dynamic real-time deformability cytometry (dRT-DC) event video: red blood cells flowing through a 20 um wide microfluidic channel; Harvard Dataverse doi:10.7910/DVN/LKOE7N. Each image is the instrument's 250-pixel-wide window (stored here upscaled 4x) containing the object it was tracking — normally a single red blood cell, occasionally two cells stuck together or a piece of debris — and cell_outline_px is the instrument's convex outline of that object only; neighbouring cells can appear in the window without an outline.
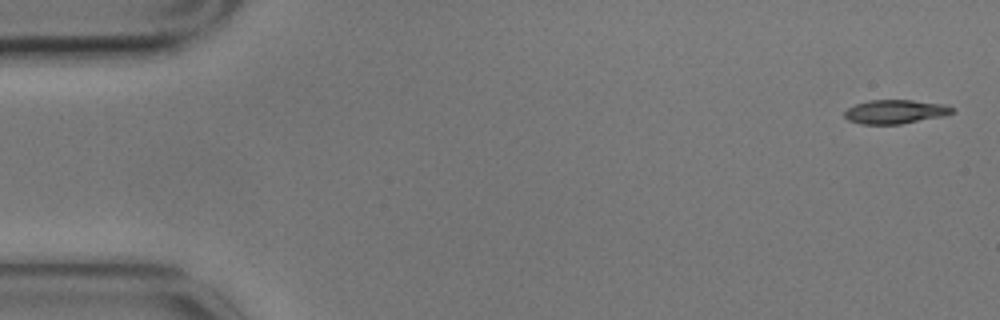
{"species": "common noctule bat (a hibernating species)", "species_latin": "Nyctalus noctula", "temperature_condition": "cold", "stored_images_in_passage": 5, "camera_frame_rate_fps": 3000, "um_per_image_px": 0.085, "animal": {"sex": "male", "body_mass_g": 17.9}, "frame": {"image": 1, "passage_image": 1, "time_ms": 0.0, "image_size_px": [1000, 320], "cell_outline_px": [[956, 112], [944, 116], [900, 124], [860, 124], [848, 120], [844, 116], [844, 112], [848, 108], [856, 104], [868, 100], [912, 100], [944, 104], [952, 108]], "centroid_in_image_um": [76.09, 9.5], "position_along_channel_um": 8.9, "area_um2": 15.03}}